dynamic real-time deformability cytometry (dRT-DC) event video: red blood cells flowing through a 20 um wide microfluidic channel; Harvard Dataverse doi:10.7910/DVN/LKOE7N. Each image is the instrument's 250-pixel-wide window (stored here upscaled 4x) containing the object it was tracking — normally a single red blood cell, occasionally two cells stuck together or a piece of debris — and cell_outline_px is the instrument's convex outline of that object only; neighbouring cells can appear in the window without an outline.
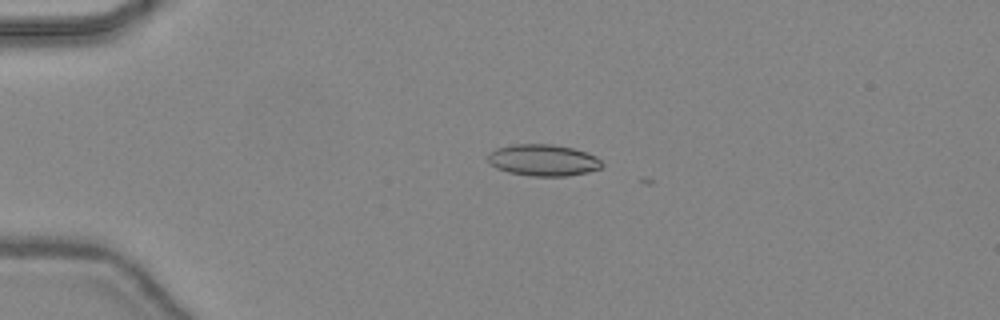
{"species": "common noctule bat (a hibernating species)", "species_latin": "Nyctalus noctula", "temperature_condition": "warm", "stored_images_in_passage": 6, "camera_frame_rate_fps": 3000, "um_per_image_px": 0.085, "animal": {"sex": "female", "body_mass_g": 24.6, "forearm_length_mm": 56.2}, "frame": {"image": 1, "passage_image": 2, "time_ms": 0.333, "image_size_px": [1000, 320], "cell_outline_px": [[604, 164], [600, 168], [588, 172], [568, 176], [532, 176], [508, 172], [496, 168], [488, 160], [488, 152], [496, 148], [512, 144], [552, 144], [572, 148], [596, 156]], "centroid_in_image_um": [46.16, 13.61], "position_along_channel_um": 38.8, "area_um2": 20.98}}